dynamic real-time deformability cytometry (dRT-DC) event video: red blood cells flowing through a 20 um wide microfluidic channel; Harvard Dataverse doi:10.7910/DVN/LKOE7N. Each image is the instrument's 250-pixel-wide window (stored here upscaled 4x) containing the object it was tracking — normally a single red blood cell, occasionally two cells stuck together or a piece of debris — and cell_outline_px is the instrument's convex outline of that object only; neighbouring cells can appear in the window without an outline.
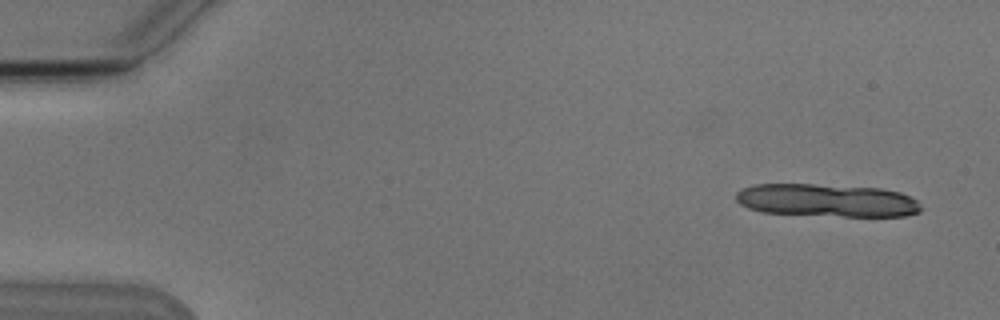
{"species": "Egyptian fruit bat (a non-hibernating species)", "species_latin": "Rousettus aegyptiacus", "temperature_condition": "cold", "stored_images_in_passage": 5, "segment_of_instrument_passage": [1, 2], "camera_frame_rate_fps": 3000, "um_per_image_px": 0.085, "animal": {"sex": "male"}, "frame": {"image": 1, "passage_image": 1, "time_ms": 0.0, "image_size_px": [1000, 320], "cell_outline_px": [[920, 212], [904, 216], [844, 216], [764, 212], [748, 208], [740, 204], [736, 200], [736, 192], [740, 188], [752, 184], [812, 184], [880, 188], [900, 192], [916, 200], [920, 204]], "centroid_in_image_um": [70.25, 17.02], "position_along_channel_um": 14.7, "area_um2": 35.37}}